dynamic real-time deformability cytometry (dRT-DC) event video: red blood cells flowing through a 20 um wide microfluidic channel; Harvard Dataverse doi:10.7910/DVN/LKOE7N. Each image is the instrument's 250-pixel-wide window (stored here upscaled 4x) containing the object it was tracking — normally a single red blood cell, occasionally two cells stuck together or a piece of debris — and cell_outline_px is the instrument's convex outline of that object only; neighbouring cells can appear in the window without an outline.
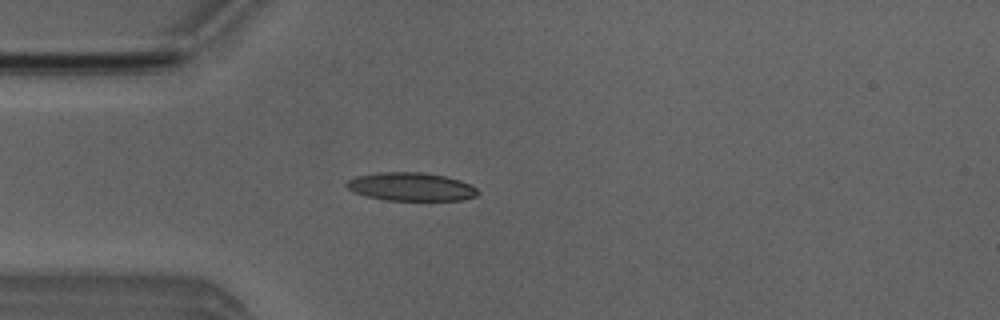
{"species": "Egyptian fruit bat (a non-hibernating species)", "species_latin": "Rousettus aegyptiacus", "temperature_condition": "room temperature", "stored_images_in_passage": 2, "camera_frame_rate_fps": 3000, "um_per_image_px": 0.085, "animal": {"sex": "male"}, "frame": {"image": 1, "passage_image": 2, "time_ms": 0.333, "image_size_px": [1000, 320], "cell_outline_px": [[480, 192], [476, 196], [460, 200], [384, 200], [368, 196], [356, 192], [348, 188], [344, 184], [348, 180], [356, 176], [380, 172], [424, 172], [444, 176], [460, 180], [476, 188]], "centroid_in_image_um": [34.94, 15.87], "position_along_channel_um": 50.1, "area_um2": 21.5}}